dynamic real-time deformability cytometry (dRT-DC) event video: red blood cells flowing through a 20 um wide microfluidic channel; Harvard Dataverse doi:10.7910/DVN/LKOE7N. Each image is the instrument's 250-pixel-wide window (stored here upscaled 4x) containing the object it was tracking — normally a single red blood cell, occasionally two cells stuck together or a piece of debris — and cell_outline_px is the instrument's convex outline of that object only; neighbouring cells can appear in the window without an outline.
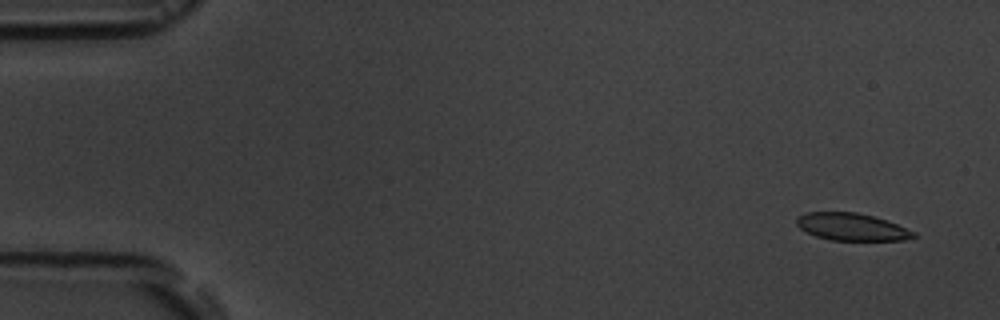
{"species": "common noctule bat (a hibernating species)", "species_latin": "Nyctalus noctula", "temperature_condition": "room temperature", "stored_images_in_passage": 8, "camera_frame_rate_fps": 3000, "um_per_image_px": 0.085, "animal": {"sex": "male", "body_mass_g": 19.5, "forearm_length_mm": 54.6}, "frame": {"image": 1, "passage_image": 1, "time_ms": 0.0, "image_size_px": [1000, 320], "cell_outline_px": [[920, 236], [904, 240], [832, 240], [816, 236], [800, 228], [796, 224], [796, 216], [808, 212], [856, 212], [872, 216], [896, 224], [916, 232]], "centroid_in_image_um": [72.4, 19.28], "position_along_channel_um": 12.6, "area_um2": 18.55}}
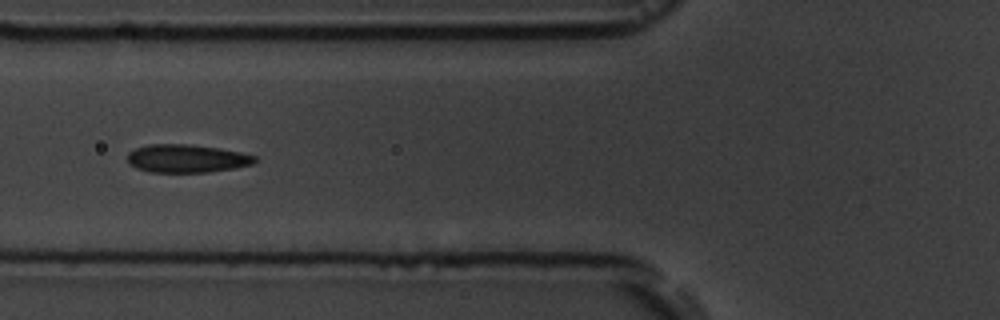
{"frame": {"image": 2, "passage_image": 6, "time_ms": 6.0, "image_size_px": [1000, 320], "cell_outline_px": [[256, 160], [252, 164], [236, 168], [208, 172], [148, 172], [136, 168], [128, 164], [128, 152], [136, 148], [152, 144], [188, 144], [216, 148], [240, 152], [256, 156]], "centroid_in_image_um": [15.85, 13.48], "position_along_channel_um": 110.0, "area_um2": 20.81}}
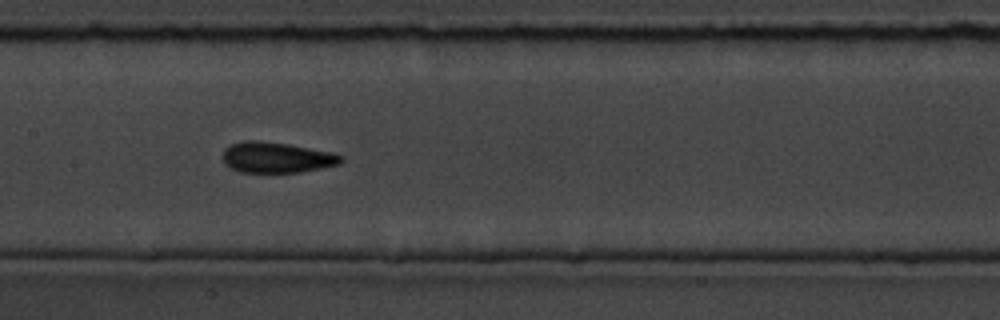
{"frame": {"image": 3, "passage_image": 8, "time_ms": 8.0, "image_size_px": [1000, 320], "cell_outline_px": [[344, 160], [340, 164], [300, 172], [240, 172], [224, 164], [224, 148], [228, 144], [244, 140], [260, 140], [288, 144], [332, 152], [344, 156]], "centroid_in_image_um": [23.51, 13.37], "position_along_channel_um": 183.9, "area_um2": 21.27}}